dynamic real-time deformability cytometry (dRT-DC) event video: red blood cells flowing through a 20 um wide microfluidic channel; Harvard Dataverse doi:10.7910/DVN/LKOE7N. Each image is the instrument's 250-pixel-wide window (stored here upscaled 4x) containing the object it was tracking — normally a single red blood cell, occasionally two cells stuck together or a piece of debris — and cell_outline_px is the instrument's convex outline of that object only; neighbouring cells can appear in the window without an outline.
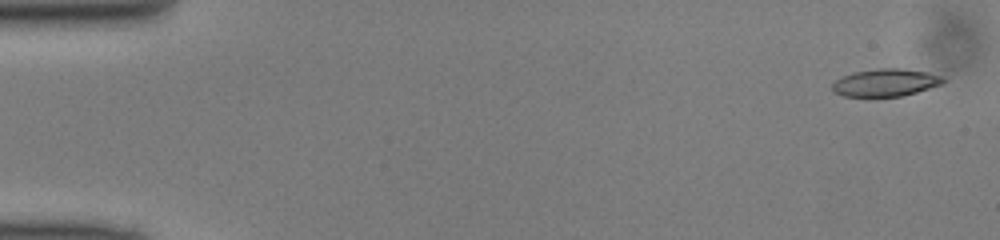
{"species": "common noctule bat (a hibernating species)", "species_latin": "Nyctalus noctula", "temperature_condition": "cold", "stored_images_in_passage": 49, "camera_frame_rate_fps": 3000, "um_per_image_px": 0.085, "animal": {"sex": "male", "body_mass_g": 13.0, "forearm_length_mm": 53.1}, "frame": {"image": 1, "passage_image": 2, "time_ms": 0.333, "image_size_px": [1000, 240], "cell_outline_px": [[948, 80], [940, 84], [916, 92], [900, 96], [844, 96], [832, 92], [832, 84], [836, 80], [852, 72], [880, 68], [896, 68], [928, 72], [940, 76]], "centroid_in_image_um": [75.24, 7.02], "position_along_channel_um": 9.8, "area_um2": 17.57}}
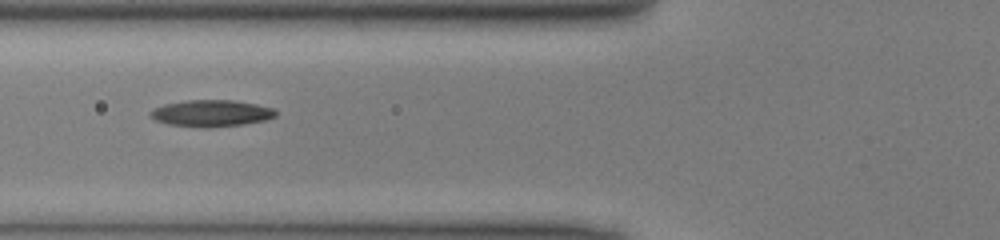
{"frame": {"image": 2, "passage_image": 19, "time_ms": 6.0, "image_size_px": [1000, 240], "cell_outline_px": [[276, 116], [264, 120], [244, 124], [208, 128], [204, 128], [168, 124], [156, 120], [148, 116], [148, 112], [152, 108], [164, 104], [188, 100], [232, 100], [256, 104], [272, 108], [276, 112]], "centroid_in_image_um": [17.9, 9.63], "position_along_channel_um": 107.9, "area_um2": 19.54}}
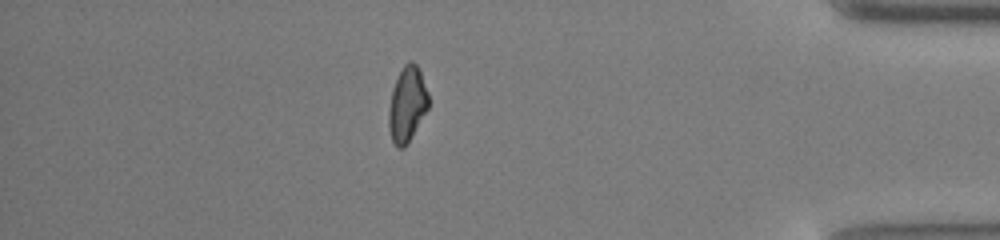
{"frame": {"image": 3, "passage_image": 43, "time_ms": 14.0, "image_size_px": [1000, 240], "cell_outline_px": [[428, 108], [404, 148], [396, 148], [392, 140], [388, 128], [388, 112], [392, 88], [404, 64], [408, 60], [412, 60], [420, 68], [428, 92]], "centroid_in_image_um": [34.6, 8.83], "position_along_channel_um": 400.6, "area_um2": 17.46}}